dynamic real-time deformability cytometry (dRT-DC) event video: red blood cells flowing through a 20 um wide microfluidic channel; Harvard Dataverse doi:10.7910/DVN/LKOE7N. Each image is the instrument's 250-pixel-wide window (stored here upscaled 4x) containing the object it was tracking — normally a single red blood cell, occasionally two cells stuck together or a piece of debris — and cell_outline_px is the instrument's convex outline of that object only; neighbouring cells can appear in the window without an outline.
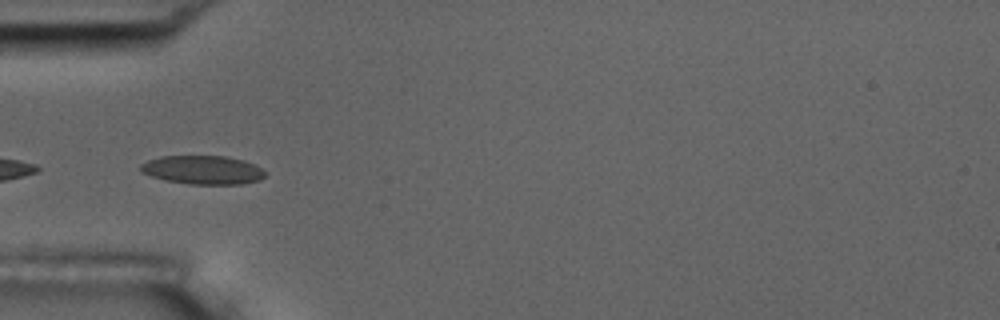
{"species": "common noctule bat (a hibernating species)", "species_latin": "Nyctalus noctula", "temperature_condition": "room temperature", "stored_images_in_passage": 7, "camera_frame_rate_fps": 3000, "um_per_image_px": 0.085, "animal": {"sex": "male", "body_mass_g": 17.5, "forearm_length_mm": 52.3}, "frame": {"image": 1, "passage_image": 3, "time_ms": 2.333, "image_size_px": [1000, 320], "cell_outline_px": [[268, 172], [260, 180], [240, 184], [188, 184], [164, 180], [140, 172], [140, 164], [148, 160], [160, 156], [224, 156], [244, 160], [256, 164]], "centroid_in_image_um": [17.25, 14.44], "position_along_channel_um": 67.7, "area_um2": 21.04}}
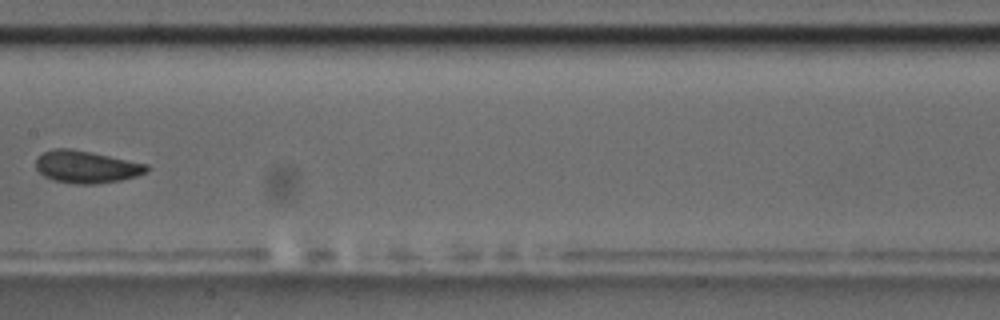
{"frame": {"image": 2, "passage_image": 6, "time_ms": 6.0, "image_size_px": [1000, 320], "cell_outline_px": [[148, 172], [136, 176], [120, 180], [92, 184], [76, 184], [52, 180], [44, 176], [36, 168], [36, 156], [52, 148], [72, 148], [92, 152], [148, 164]], "centroid_in_image_um": [7.32, 14.17], "position_along_channel_um": 200.1, "area_um2": 20.98}}
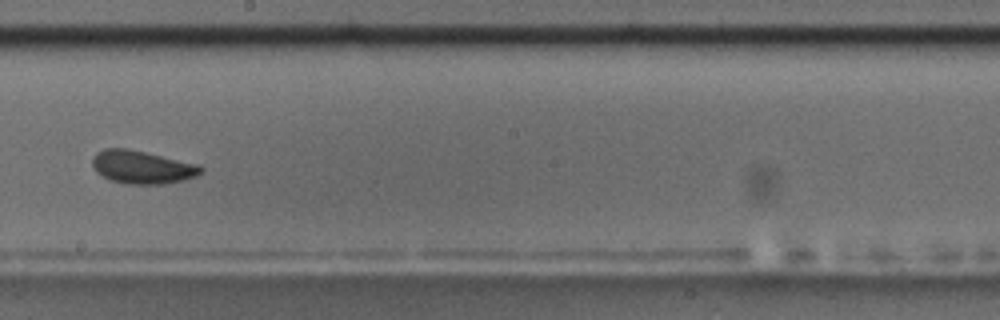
{"frame": {"image": 3, "passage_image": 7, "time_ms": 7.0, "image_size_px": [1000, 320], "cell_outline_px": [[204, 172], [196, 176], [184, 180], [164, 184], [128, 184], [112, 180], [96, 172], [92, 164], [92, 156], [96, 152], [104, 148], [128, 148], [200, 164], [204, 168]], "centroid_in_image_um": [12.11, 14.19], "position_along_channel_um": 236.1, "area_um2": 21.15}}